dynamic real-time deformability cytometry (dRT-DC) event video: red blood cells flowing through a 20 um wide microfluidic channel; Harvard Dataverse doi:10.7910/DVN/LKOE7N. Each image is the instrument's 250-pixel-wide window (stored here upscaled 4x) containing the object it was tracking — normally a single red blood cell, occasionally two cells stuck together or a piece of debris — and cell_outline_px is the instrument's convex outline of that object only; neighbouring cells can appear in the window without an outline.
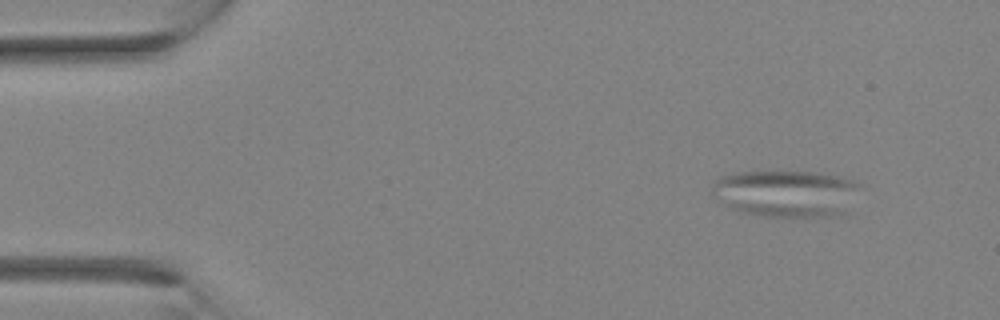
{"species": "Egyptian fruit bat (a non-hibernating species)", "species_latin": "Rousettus aegyptiacus", "temperature_condition": "room temperature", "stored_images_in_passage": 4, "camera_frame_rate_fps": 3000, "um_per_image_px": 0.085, "animal": {"sex": "female"}, "frame": {"image": 1, "passage_image": 2, "time_ms": 0.333, "image_size_px": [1000, 320], "cell_outline_px": [[860, 184], [844, 212], [840, 216], [760, 216], [740, 212], [732, 208], [712, 196], [712, 180], [720, 176], [736, 172], [816, 172], [840, 176], [856, 180]], "centroid_in_image_um": [66.76, 16.43], "position_along_channel_um": 18.2, "area_um2": 40.34}}
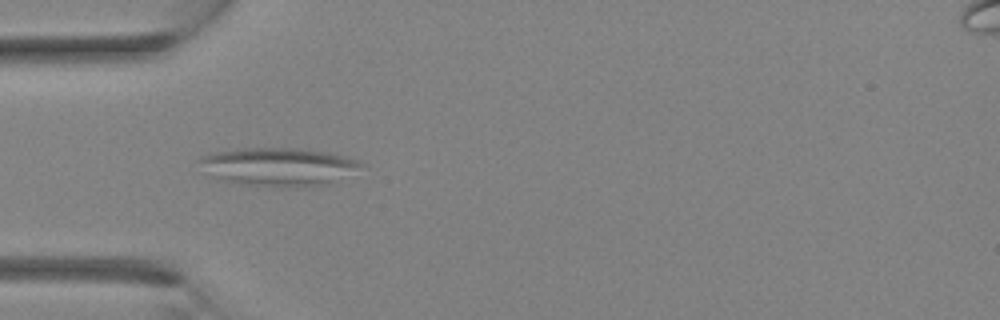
{"frame": {"image": 2, "passage_image": 4, "time_ms": 1.0, "image_size_px": [1000, 320], "cell_outline_px": [[364, 164], [328, 184], [300, 188], [240, 184], [224, 180], [212, 176], [196, 160], [204, 156], [220, 152], [240, 148], [304, 148], [344, 156], [356, 160]], "centroid_in_image_um": [23.65, 14.17], "position_along_channel_um": 61.4, "area_um2": 35.37}}